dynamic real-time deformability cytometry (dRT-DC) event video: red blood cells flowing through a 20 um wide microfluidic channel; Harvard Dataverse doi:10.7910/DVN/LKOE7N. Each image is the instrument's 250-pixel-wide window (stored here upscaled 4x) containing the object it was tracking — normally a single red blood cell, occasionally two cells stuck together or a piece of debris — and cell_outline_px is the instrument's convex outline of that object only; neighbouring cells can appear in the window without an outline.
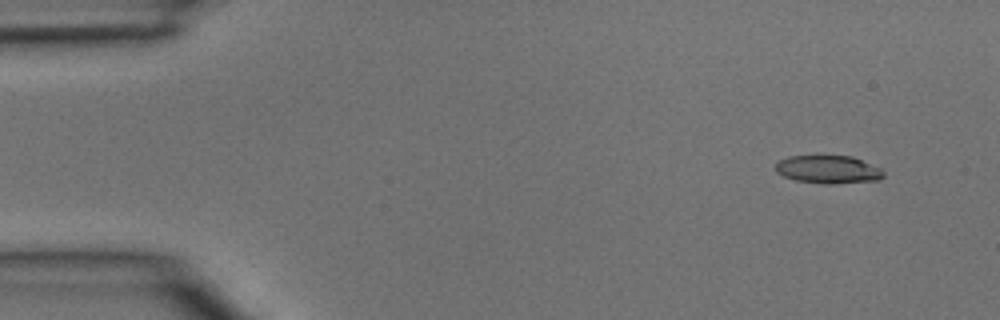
{"species": "common noctule bat (a hibernating species)", "species_latin": "Nyctalus noctula", "temperature_condition": "room temperature", "stored_images_in_passage": 3, "camera_frame_rate_fps": 3000, "um_per_image_px": 0.085, "animal": {"sex": "male", "body_mass_g": 15.6}, "frame": {"image": 1, "passage_image": 1, "time_ms": 0.0, "image_size_px": [1000, 320], "cell_outline_px": [[884, 176], [880, 180], [832, 184], [824, 184], [796, 180], [784, 176], [776, 172], [776, 164], [780, 160], [788, 156], [852, 156], [880, 168], [884, 172]], "centroid_in_image_um": [70.41, 14.41], "position_along_channel_um": 14.6, "area_um2": 17.57}}